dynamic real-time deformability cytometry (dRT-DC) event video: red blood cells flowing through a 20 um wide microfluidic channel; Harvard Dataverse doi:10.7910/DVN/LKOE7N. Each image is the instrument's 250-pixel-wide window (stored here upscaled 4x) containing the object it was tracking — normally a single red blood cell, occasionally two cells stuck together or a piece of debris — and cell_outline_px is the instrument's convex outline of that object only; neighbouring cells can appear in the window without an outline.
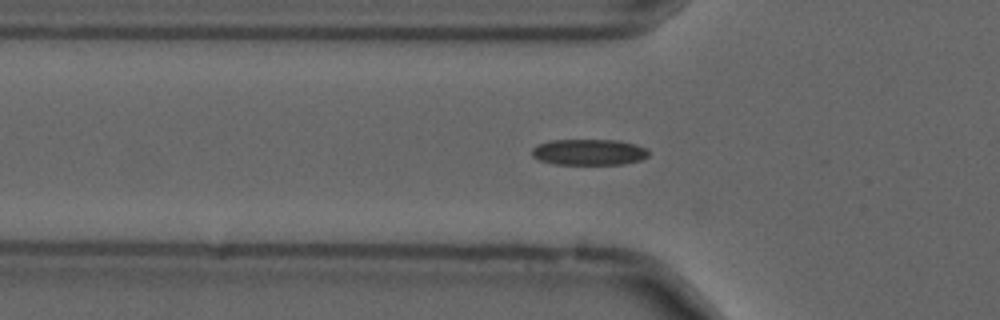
{"species": "common noctule bat (a hibernating species)", "species_latin": "Nyctalus noctula", "temperature_condition": "cold", "stored_images_in_passage": 34, "camera_frame_rate_fps": 3000, "um_per_image_px": 0.085, "animal": {"sex": "male", "forearm_length_mm": 52.5}, "frame": {"image": 1, "passage_image": 4, "time_ms": 1.0, "image_size_px": [1000, 320], "cell_outline_px": [[648, 156], [640, 160], [624, 164], [556, 164], [540, 160], [532, 156], [532, 148], [536, 144], [548, 140], [620, 140], [636, 144], [648, 148]], "centroid_in_image_um": [50.06, 12.92], "position_along_channel_um": 75.7, "area_um2": 17.86}}
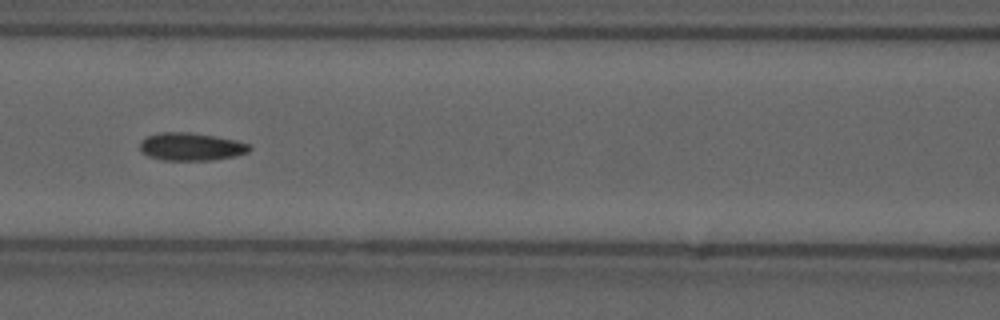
{"frame": {"image": 2, "passage_image": 10, "time_ms": 3.0, "image_size_px": [1000, 320], "cell_outline_px": [[252, 148], [248, 152], [236, 156], [212, 160], [164, 160], [148, 156], [140, 148], [140, 140], [148, 136], [160, 132], [188, 132], [216, 136], [236, 140], [248, 144]], "centroid_in_image_um": [16.26, 12.46], "position_along_channel_um": 150.3, "area_um2": 17.74}}
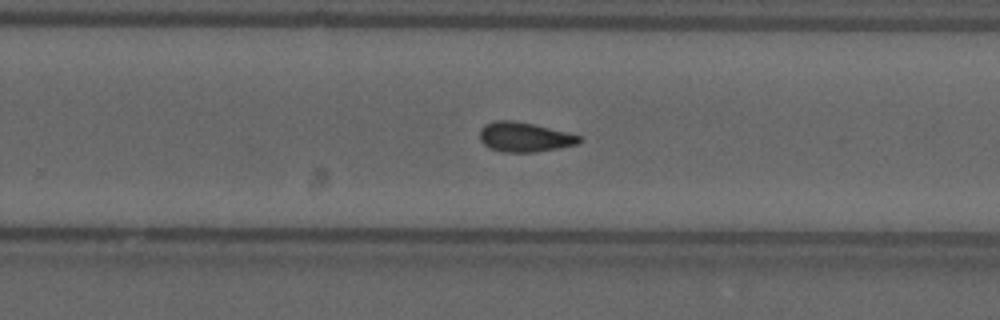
{"frame": {"image": 3, "passage_image": 21, "time_ms": 6.667, "image_size_px": [1000, 320], "cell_outline_px": [[584, 140], [576, 144], [560, 148], [532, 152], [500, 152], [488, 148], [480, 140], [480, 128], [484, 124], [496, 120], [516, 120], [568, 132], [584, 136]], "centroid_in_image_um": [44.59, 11.64], "position_along_channel_um": 285.2, "area_um2": 17.51}}